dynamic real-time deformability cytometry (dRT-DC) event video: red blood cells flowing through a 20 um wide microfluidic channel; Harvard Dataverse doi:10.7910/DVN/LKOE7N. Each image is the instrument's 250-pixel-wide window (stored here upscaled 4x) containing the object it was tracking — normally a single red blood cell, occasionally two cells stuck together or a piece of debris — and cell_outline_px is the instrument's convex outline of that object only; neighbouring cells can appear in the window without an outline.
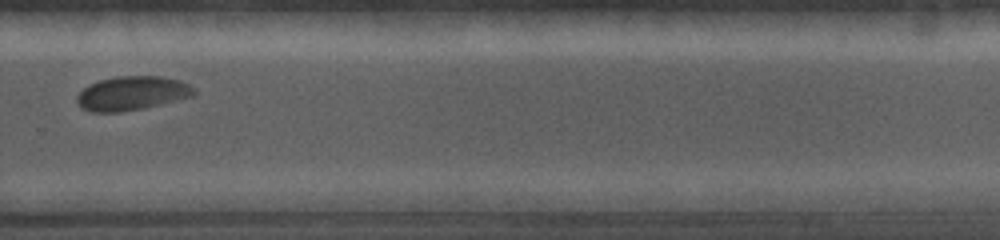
{"species": "common noctule bat (a hibernating species)", "species_latin": "Nyctalus noctula", "temperature_condition": "cold", "stored_images_in_passage": 13, "camera_frame_rate_fps": 5000, "um_per_image_px": 0.085, "animal": {"sex": "female", "body_mass_g": 19.0, "forearm_length_mm": 56.7}, "frame": {"image": 1, "passage_image": 10, "time_ms": 8.4, "image_size_px": [1000, 240], "cell_outline_px": [[196, 92], [192, 96], [144, 108], [120, 112], [92, 112], [80, 108], [76, 100], [76, 96], [88, 84], [100, 80], [116, 76], [160, 76], [180, 80], [196, 88]], "centroid_in_image_um": [11.2, 7.93], "position_along_channel_um": 318.6, "area_um2": 23.29}}
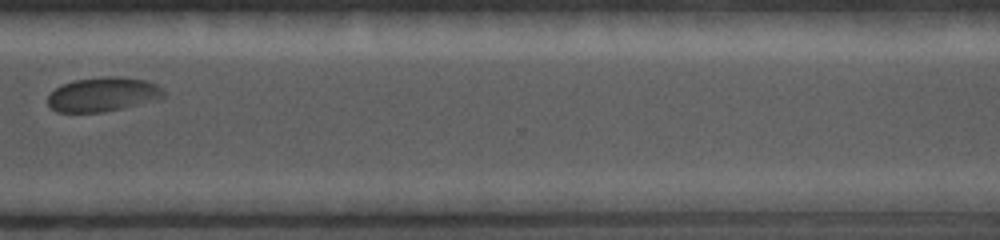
{"frame": {"image": 2, "passage_image": 11, "time_ms": 9.4, "image_size_px": [1000, 240], "cell_outline_px": [[164, 96], [156, 100], [104, 112], [56, 112], [48, 104], [48, 96], [60, 84], [72, 80], [100, 76], [124, 76], [144, 80], [156, 84], [164, 92]], "centroid_in_image_um": [8.72, 8.0], "position_along_channel_um": 361.9, "area_um2": 23.24}}
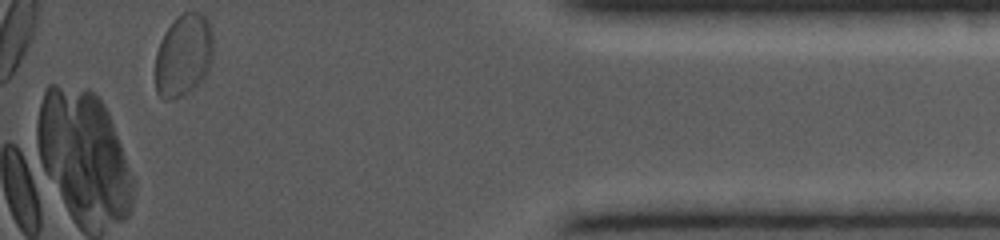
{"frame": {"image": 3, "passage_image": 13, "time_ms": 11.6, "image_size_px": [1000, 240], "cell_outline_px": [[212, 60], [208, 72], [204, 80], [196, 88], [180, 96], [168, 100], [164, 100], [156, 92], [156, 52], [160, 40], [164, 32], [176, 16], [184, 12], [200, 12], [208, 20], [212, 28]], "centroid_in_image_um": [15.61, 4.7], "position_along_channel_um": 419.6, "area_um2": 28.26}}